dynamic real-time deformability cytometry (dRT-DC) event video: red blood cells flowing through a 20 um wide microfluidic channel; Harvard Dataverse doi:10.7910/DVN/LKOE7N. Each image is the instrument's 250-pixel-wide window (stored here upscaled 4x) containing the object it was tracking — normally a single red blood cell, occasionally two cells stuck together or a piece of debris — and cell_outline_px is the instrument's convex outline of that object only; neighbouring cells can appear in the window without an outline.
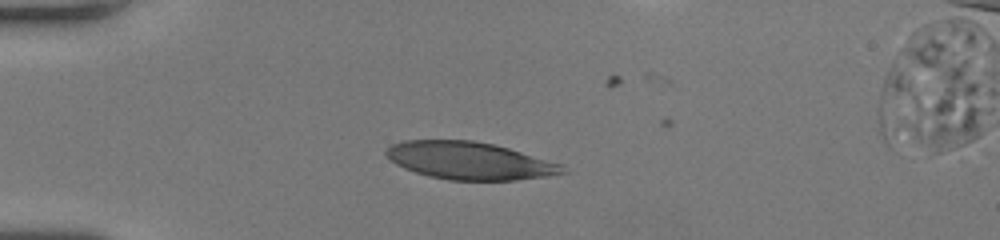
{"species": "human", "species_latin": "Homo sapiens", "temperature_condition": "room temperature", "stored_images_in_passage": 40, "camera_frame_rate_fps": 3000, "um_per_image_px": 0.085, "donor": {"sex": "female"}, "frame": {"image": 1, "passage_image": 1, "time_ms": 0.0, "image_size_px": [1000, 240], "cell_outline_px": [[568, 172], [548, 176], [516, 180], [448, 180], [428, 176], [404, 168], [396, 164], [384, 152], [392, 144], [404, 140], [472, 140], [492, 144], [508, 148], [564, 164]], "centroid_in_image_um": [39.95, 13.66], "position_along_channel_um": 45.1, "area_um2": 38.55}}
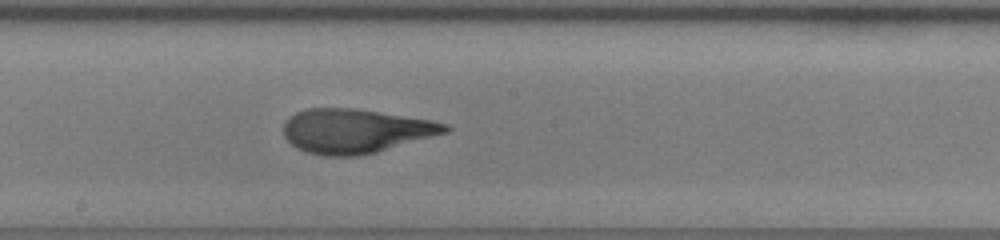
{"frame": {"image": 2, "passage_image": 17, "time_ms": 5.333, "image_size_px": [1000, 240], "cell_outline_px": [[452, 128], [448, 132], [376, 152], [356, 156], [324, 156], [308, 152], [296, 148], [284, 136], [284, 124], [288, 116], [296, 112], [308, 108], [356, 108], [432, 120], [448, 124]], "centroid_in_image_um": [30.21, 11.12], "position_along_channel_um": 218.0, "area_um2": 41.67}}
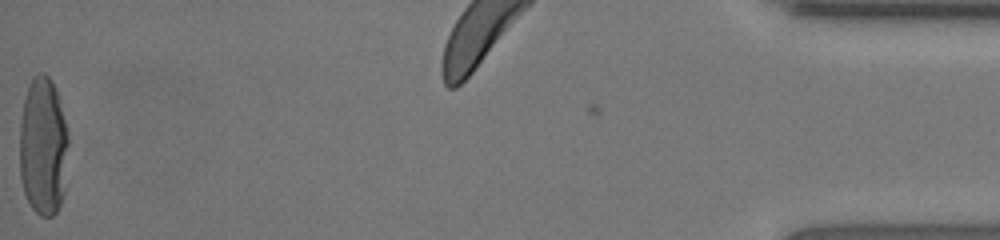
{"frame": {"image": 3, "passage_image": 40, "time_ms": 13.0, "image_size_px": [1000, 240], "cell_outline_px": [[68, 144], [64, 192], [60, 204], [56, 212], [52, 216], [40, 216], [32, 208], [24, 192], [20, 180], [20, 120], [24, 100], [28, 84], [32, 76], [40, 72], [44, 72], [52, 80], [56, 88], [60, 100], [68, 132]], "centroid_in_image_um": [3.67, 12.41], "position_along_channel_um": 431.5, "area_um2": 39.94}, "authors_computed_cell_mechanics": {"area_um2": 40.9802, "velocity_mm_per_s": 3.9639, "shape_relaxation_time_tau1_ms": 8.8701, "shape_relaxation_time_tau2_ms": 1.0219, "deformation_change_tau1": 0.3271, "deformation_change_tau2": 0.0761}}